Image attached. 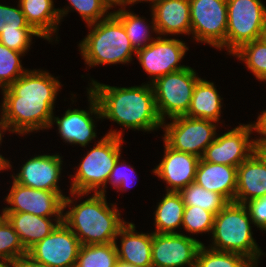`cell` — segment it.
Instances as JSON below:
<instances>
[{"label":"cell","mask_w":266,"mask_h":267,"mask_svg":"<svg viewBox=\"0 0 266 267\" xmlns=\"http://www.w3.org/2000/svg\"><path fill=\"white\" fill-rule=\"evenodd\" d=\"M253 129V124H240L233 130L216 136L201 158L211 163L238 167L254 152V139H249Z\"/></svg>","instance_id":"cell-15"},{"label":"cell","mask_w":266,"mask_h":267,"mask_svg":"<svg viewBox=\"0 0 266 267\" xmlns=\"http://www.w3.org/2000/svg\"><path fill=\"white\" fill-rule=\"evenodd\" d=\"M195 70L187 67L168 73L151 83L158 114L162 121L167 118L185 116L191 103L196 83L200 80Z\"/></svg>","instance_id":"cell-7"},{"label":"cell","mask_w":266,"mask_h":267,"mask_svg":"<svg viewBox=\"0 0 266 267\" xmlns=\"http://www.w3.org/2000/svg\"><path fill=\"white\" fill-rule=\"evenodd\" d=\"M122 132L110 130L87 153L74 175L70 194L82 197L90 192L105 195V187L115 162L121 156ZM102 186V187H101ZM101 187V189H100ZM99 189V190H97ZM76 195V196H75Z\"/></svg>","instance_id":"cell-5"},{"label":"cell","mask_w":266,"mask_h":267,"mask_svg":"<svg viewBox=\"0 0 266 267\" xmlns=\"http://www.w3.org/2000/svg\"><path fill=\"white\" fill-rule=\"evenodd\" d=\"M203 243L182 233H152V267H195Z\"/></svg>","instance_id":"cell-14"},{"label":"cell","mask_w":266,"mask_h":267,"mask_svg":"<svg viewBox=\"0 0 266 267\" xmlns=\"http://www.w3.org/2000/svg\"><path fill=\"white\" fill-rule=\"evenodd\" d=\"M61 83L46 71L27 70L3 88L1 119L10 132L28 134L51 128L54 101Z\"/></svg>","instance_id":"cell-1"},{"label":"cell","mask_w":266,"mask_h":267,"mask_svg":"<svg viewBox=\"0 0 266 267\" xmlns=\"http://www.w3.org/2000/svg\"><path fill=\"white\" fill-rule=\"evenodd\" d=\"M32 36L43 38L37 31L2 32L0 34V43L25 55L28 48H30Z\"/></svg>","instance_id":"cell-37"},{"label":"cell","mask_w":266,"mask_h":267,"mask_svg":"<svg viewBox=\"0 0 266 267\" xmlns=\"http://www.w3.org/2000/svg\"><path fill=\"white\" fill-rule=\"evenodd\" d=\"M254 153L266 165V140L257 138L254 139Z\"/></svg>","instance_id":"cell-41"},{"label":"cell","mask_w":266,"mask_h":267,"mask_svg":"<svg viewBox=\"0 0 266 267\" xmlns=\"http://www.w3.org/2000/svg\"><path fill=\"white\" fill-rule=\"evenodd\" d=\"M2 215L13 226L27 251L61 223L54 222V224L50 217L36 216L26 212H2Z\"/></svg>","instance_id":"cell-23"},{"label":"cell","mask_w":266,"mask_h":267,"mask_svg":"<svg viewBox=\"0 0 266 267\" xmlns=\"http://www.w3.org/2000/svg\"><path fill=\"white\" fill-rule=\"evenodd\" d=\"M11 31H36L26 20L21 7L0 4V34Z\"/></svg>","instance_id":"cell-36"},{"label":"cell","mask_w":266,"mask_h":267,"mask_svg":"<svg viewBox=\"0 0 266 267\" xmlns=\"http://www.w3.org/2000/svg\"><path fill=\"white\" fill-rule=\"evenodd\" d=\"M221 98L213 82L200 79L194 88L190 107L185 116L218 122L221 115Z\"/></svg>","instance_id":"cell-25"},{"label":"cell","mask_w":266,"mask_h":267,"mask_svg":"<svg viewBox=\"0 0 266 267\" xmlns=\"http://www.w3.org/2000/svg\"><path fill=\"white\" fill-rule=\"evenodd\" d=\"M185 206H199L214 215L218 214L229 202L219 193L211 192L192 182L179 191Z\"/></svg>","instance_id":"cell-29"},{"label":"cell","mask_w":266,"mask_h":267,"mask_svg":"<svg viewBox=\"0 0 266 267\" xmlns=\"http://www.w3.org/2000/svg\"><path fill=\"white\" fill-rule=\"evenodd\" d=\"M151 9L157 34H191L189 0H162Z\"/></svg>","instance_id":"cell-19"},{"label":"cell","mask_w":266,"mask_h":267,"mask_svg":"<svg viewBox=\"0 0 266 267\" xmlns=\"http://www.w3.org/2000/svg\"><path fill=\"white\" fill-rule=\"evenodd\" d=\"M0 267H16L13 263H0Z\"/></svg>","instance_id":"cell-49"},{"label":"cell","mask_w":266,"mask_h":267,"mask_svg":"<svg viewBox=\"0 0 266 267\" xmlns=\"http://www.w3.org/2000/svg\"><path fill=\"white\" fill-rule=\"evenodd\" d=\"M253 125L254 131L261 135L260 138L266 140V110L262 111V113L258 116L256 123H253Z\"/></svg>","instance_id":"cell-42"},{"label":"cell","mask_w":266,"mask_h":267,"mask_svg":"<svg viewBox=\"0 0 266 267\" xmlns=\"http://www.w3.org/2000/svg\"><path fill=\"white\" fill-rule=\"evenodd\" d=\"M66 196L23 186L13 180L10 193L6 197L10 207L3 208L2 212H26L41 217H55L54 221H63V202Z\"/></svg>","instance_id":"cell-12"},{"label":"cell","mask_w":266,"mask_h":267,"mask_svg":"<svg viewBox=\"0 0 266 267\" xmlns=\"http://www.w3.org/2000/svg\"><path fill=\"white\" fill-rule=\"evenodd\" d=\"M81 243L62 221L44 239L33 245L27 255L48 267H75Z\"/></svg>","instance_id":"cell-11"},{"label":"cell","mask_w":266,"mask_h":267,"mask_svg":"<svg viewBox=\"0 0 266 267\" xmlns=\"http://www.w3.org/2000/svg\"><path fill=\"white\" fill-rule=\"evenodd\" d=\"M265 19L266 7L261 0H227L226 50L229 54L260 39Z\"/></svg>","instance_id":"cell-8"},{"label":"cell","mask_w":266,"mask_h":267,"mask_svg":"<svg viewBox=\"0 0 266 267\" xmlns=\"http://www.w3.org/2000/svg\"><path fill=\"white\" fill-rule=\"evenodd\" d=\"M61 158L58 154L30 158L16 176L12 175L13 180L23 186L63 195L58 185L63 162Z\"/></svg>","instance_id":"cell-18"},{"label":"cell","mask_w":266,"mask_h":267,"mask_svg":"<svg viewBox=\"0 0 266 267\" xmlns=\"http://www.w3.org/2000/svg\"><path fill=\"white\" fill-rule=\"evenodd\" d=\"M254 225L266 231V196L253 199L244 204Z\"/></svg>","instance_id":"cell-39"},{"label":"cell","mask_w":266,"mask_h":267,"mask_svg":"<svg viewBox=\"0 0 266 267\" xmlns=\"http://www.w3.org/2000/svg\"><path fill=\"white\" fill-rule=\"evenodd\" d=\"M22 54L24 55L0 43V87L2 89L9 87L27 71L21 65Z\"/></svg>","instance_id":"cell-34"},{"label":"cell","mask_w":266,"mask_h":267,"mask_svg":"<svg viewBox=\"0 0 266 267\" xmlns=\"http://www.w3.org/2000/svg\"><path fill=\"white\" fill-rule=\"evenodd\" d=\"M75 200L65 197L63 222L71 229L81 245L116 242L119 229L126 223L116 205L109 207L104 194L94 193L80 204L70 207Z\"/></svg>","instance_id":"cell-3"},{"label":"cell","mask_w":266,"mask_h":267,"mask_svg":"<svg viewBox=\"0 0 266 267\" xmlns=\"http://www.w3.org/2000/svg\"><path fill=\"white\" fill-rule=\"evenodd\" d=\"M115 242L81 245L75 267H115L118 256Z\"/></svg>","instance_id":"cell-28"},{"label":"cell","mask_w":266,"mask_h":267,"mask_svg":"<svg viewBox=\"0 0 266 267\" xmlns=\"http://www.w3.org/2000/svg\"><path fill=\"white\" fill-rule=\"evenodd\" d=\"M111 8L115 5L121 6L126 4L127 0H104Z\"/></svg>","instance_id":"cell-44"},{"label":"cell","mask_w":266,"mask_h":267,"mask_svg":"<svg viewBox=\"0 0 266 267\" xmlns=\"http://www.w3.org/2000/svg\"><path fill=\"white\" fill-rule=\"evenodd\" d=\"M127 5H121V9L112 12V14L123 24L127 36L131 42L133 48L137 51L141 48L149 45L155 38L150 37L149 29L152 28L154 33H157L154 25V19L152 15V26H148L144 20L131 11L125 10ZM152 40V41H151ZM150 41V42H149Z\"/></svg>","instance_id":"cell-27"},{"label":"cell","mask_w":266,"mask_h":267,"mask_svg":"<svg viewBox=\"0 0 266 267\" xmlns=\"http://www.w3.org/2000/svg\"><path fill=\"white\" fill-rule=\"evenodd\" d=\"M234 202L245 204L266 196V165L253 152L237 167Z\"/></svg>","instance_id":"cell-20"},{"label":"cell","mask_w":266,"mask_h":267,"mask_svg":"<svg viewBox=\"0 0 266 267\" xmlns=\"http://www.w3.org/2000/svg\"><path fill=\"white\" fill-rule=\"evenodd\" d=\"M237 167L216 164L200 158L195 182L206 190L222 195L228 202H234L237 189Z\"/></svg>","instance_id":"cell-21"},{"label":"cell","mask_w":266,"mask_h":267,"mask_svg":"<svg viewBox=\"0 0 266 267\" xmlns=\"http://www.w3.org/2000/svg\"><path fill=\"white\" fill-rule=\"evenodd\" d=\"M70 7L58 9L60 19L68 14L69 9H75L80 16L86 21L87 25L97 23L108 18L112 12L108 13L111 7L104 0H68ZM106 13V15H105Z\"/></svg>","instance_id":"cell-33"},{"label":"cell","mask_w":266,"mask_h":267,"mask_svg":"<svg viewBox=\"0 0 266 267\" xmlns=\"http://www.w3.org/2000/svg\"><path fill=\"white\" fill-rule=\"evenodd\" d=\"M115 267H135V266L118 260Z\"/></svg>","instance_id":"cell-47"},{"label":"cell","mask_w":266,"mask_h":267,"mask_svg":"<svg viewBox=\"0 0 266 267\" xmlns=\"http://www.w3.org/2000/svg\"><path fill=\"white\" fill-rule=\"evenodd\" d=\"M189 48L181 40L158 36L149 45L137 50L136 56L153 83L157 78L187 68L178 65Z\"/></svg>","instance_id":"cell-13"},{"label":"cell","mask_w":266,"mask_h":267,"mask_svg":"<svg viewBox=\"0 0 266 267\" xmlns=\"http://www.w3.org/2000/svg\"><path fill=\"white\" fill-rule=\"evenodd\" d=\"M258 261H251L248 265H246L245 267H256L257 266Z\"/></svg>","instance_id":"cell-50"},{"label":"cell","mask_w":266,"mask_h":267,"mask_svg":"<svg viewBox=\"0 0 266 267\" xmlns=\"http://www.w3.org/2000/svg\"><path fill=\"white\" fill-rule=\"evenodd\" d=\"M215 215L199 206H185L183 228L190 233H212Z\"/></svg>","instance_id":"cell-35"},{"label":"cell","mask_w":266,"mask_h":267,"mask_svg":"<svg viewBox=\"0 0 266 267\" xmlns=\"http://www.w3.org/2000/svg\"><path fill=\"white\" fill-rule=\"evenodd\" d=\"M16 267H48L42 263L33 260L29 255L19 257L17 260L12 262Z\"/></svg>","instance_id":"cell-40"},{"label":"cell","mask_w":266,"mask_h":267,"mask_svg":"<svg viewBox=\"0 0 266 267\" xmlns=\"http://www.w3.org/2000/svg\"><path fill=\"white\" fill-rule=\"evenodd\" d=\"M88 95V101L90 102L88 112L86 110L68 109L61 118L53 116L51 122V126L56 122L58 132L65 142L74 145L80 144L82 147H85L96 137L94 129L96 124H94L93 116H90L94 114L95 117L97 115L96 118H102L96 97L90 90H88Z\"/></svg>","instance_id":"cell-16"},{"label":"cell","mask_w":266,"mask_h":267,"mask_svg":"<svg viewBox=\"0 0 266 267\" xmlns=\"http://www.w3.org/2000/svg\"><path fill=\"white\" fill-rule=\"evenodd\" d=\"M8 168H11L10 161L5 159L1 154H0V171L6 170Z\"/></svg>","instance_id":"cell-43"},{"label":"cell","mask_w":266,"mask_h":267,"mask_svg":"<svg viewBox=\"0 0 266 267\" xmlns=\"http://www.w3.org/2000/svg\"><path fill=\"white\" fill-rule=\"evenodd\" d=\"M261 39L264 42H266V19H265V23L263 24V28H262Z\"/></svg>","instance_id":"cell-48"},{"label":"cell","mask_w":266,"mask_h":267,"mask_svg":"<svg viewBox=\"0 0 266 267\" xmlns=\"http://www.w3.org/2000/svg\"><path fill=\"white\" fill-rule=\"evenodd\" d=\"M233 55L245 62L257 80L266 82V42L260 38L246 43Z\"/></svg>","instance_id":"cell-30"},{"label":"cell","mask_w":266,"mask_h":267,"mask_svg":"<svg viewBox=\"0 0 266 267\" xmlns=\"http://www.w3.org/2000/svg\"><path fill=\"white\" fill-rule=\"evenodd\" d=\"M164 145L163 159L153 169V173L168 184L166 191L179 192L192 182H195L200 158L186 152L174 150L165 142Z\"/></svg>","instance_id":"cell-17"},{"label":"cell","mask_w":266,"mask_h":267,"mask_svg":"<svg viewBox=\"0 0 266 267\" xmlns=\"http://www.w3.org/2000/svg\"><path fill=\"white\" fill-rule=\"evenodd\" d=\"M131 173H134L133 168L131 166H127L126 164L123 165L122 162L120 163V156H119V158L114 164V167L110 173L107 183H111L113 187L117 188L118 191L120 190L126 191V188H129L130 184H132L130 183V181L132 180L130 175Z\"/></svg>","instance_id":"cell-38"},{"label":"cell","mask_w":266,"mask_h":267,"mask_svg":"<svg viewBox=\"0 0 266 267\" xmlns=\"http://www.w3.org/2000/svg\"><path fill=\"white\" fill-rule=\"evenodd\" d=\"M253 224L244 204L229 202L214 217L211 249L237 253L250 261L264 255L252 236Z\"/></svg>","instance_id":"cell-6"},{"label":"cell","mask_w":266,"mask_h":267,"mask_svg":"<svg viewBox=\"0 0 266 267\" xmlns=\"http://www.w3.org/2000/svg\"><path fill=\"white\" fill-rule=\"evenodd\" d=\"M121 237V248H118V260L135 267H152V233L135 232L134 223H125L118 231Z\"/></svg>","instance_id":"cell-22"},{"label":"cell","mask_w":266,"mask_h":267,"mask_svg":"<svg viewBox=\"0 0 266 267\" xmlns=\"http://www.w3.org/2000/svg\"><path fill=\"white\" fill-rule=\"evenodd\" d=\"M28 253L19 235L3 215L0 216V263H12Z\"/></svg>","instance_id":"cell-31"},{"label":"cell","mask_w":266,"mask_h":267,"mask_svg":"<svg viewBox=\"0 0 266 267\" xmlns=\"http://www.w3.org/2000/svg\"><path fill=\"white\" fill-rule=\"evenodd\" d=\"M53 3V0H19L27 22L49 42L61 20Z\"/></svg>","instance_id":"cell-24"},{"label":"cell","mask_w":266,"mask_h":267,"mask_svg":"<svg viewBox=\"0 0 266 267\" xmlns=\"http://www.w3.org/2000/svg\"><path fill=\"white\" fill-rule=\"evenodd\" d=\"M189 1L194 40L226 49L227 0Z\"/></svg>","instance_id":"cell-10"},{"label":"cell","mask_w":266,"mask_h":267,"mask_svg":"<svg viewBox=\"0 0 266 267\" xmlns=\"http://www.w3.org/2000/svg\"><path fill=\"white\" fill-rule=\"evenodd\" d=\"M163 141L177 151L201 158L205 149L216 138V122L201 118L178 116L170 124L164 125Z\"/></svg>","instance_id":"cell-9"},{"label":"cell","mask_w":266,"mask_h":267,"mask_svg":"<svg viewBox=\"0 0 266 267\" xmlns=\"http://www.w3.org/2000/svg\"><path fill=\"white\" fill-rule=\"evenodd\" d=\"M184 208L185 204L179 192L167 191L154 212V233H177L175 230L182 225Z\"/></svg>","instance_id":"cell-26"},{"label":"cell","mask_w":266,"mask_h":267,"mask_svg":"<svg viewBox=\"0 0 266 267\" xmlns=\"http://www.w3.org/2000/svg\"><path fill=\"white\" fill-rule=\"evenodd\" d=\"M250 262L241 254L208 249L202 244L197 253L195 267H245Z\"/></svg>","instance_id":"cell-32"},{"label":"cell","mask_w":266,"mask_h":267,"mask_svg":"<svg viewBox=\"0 0 266 267\" xmlns=\"http://www.w3.org/2000/svg\"><path fill=\"white\" fill-rule=\"evenodd\" d=\"M5 130H9L8 126L6 125V123L1 119L0 117V144H1V140H2V135L3 132H5Z\"/></svg>","instance_id":"cell-45"},{"label":"cell","mask_w":266,"mask_h":267,"mask_svg":"<svg viewBox=\"0 0 266 267\" xmlns=\"http://www.w3.org/2000/svg\"><path fill=\"white\" fill-rule=\"evenodd\" d=\"M91 83L88 90L98 101L102 119L148 132L162 127L151 83L127 88L100 84L95 80Z\"/></svg>","instance_id":"cell-2"},{"label":"cell","mask_w":266,"mask_h":267,"mask_svg":"<svg viewBox=\"0 0 266 267\" xmlns=\"http://www.w3.org/2000/svg\"><path fill=\"white\" fill-rule=\"evenodd\" d=\"M143 2V1H146V2H152V6L151 7H153L155 4H157V3H159L160 1H162V0H127V2H126V5H131V4H134V3H136V2Z\"/></svg>","instance_id":"cell-46"},{"label":"cell","mask_w":266,"mask_h":267,"mask_svg":"<svg viewBox=\"0 0 266 267\" xmlns=\"http://www.w3.org/2000/svg\"><path fill=\"white\" fill-rule=\"evenodd\" d=\"M93 28L79 43L81 55L90 67L128 63L136 50L131 45L123 24L111 14L108 18L88 25Z\"/></svg>","instance_id":"cell-4"}]
</instances>
